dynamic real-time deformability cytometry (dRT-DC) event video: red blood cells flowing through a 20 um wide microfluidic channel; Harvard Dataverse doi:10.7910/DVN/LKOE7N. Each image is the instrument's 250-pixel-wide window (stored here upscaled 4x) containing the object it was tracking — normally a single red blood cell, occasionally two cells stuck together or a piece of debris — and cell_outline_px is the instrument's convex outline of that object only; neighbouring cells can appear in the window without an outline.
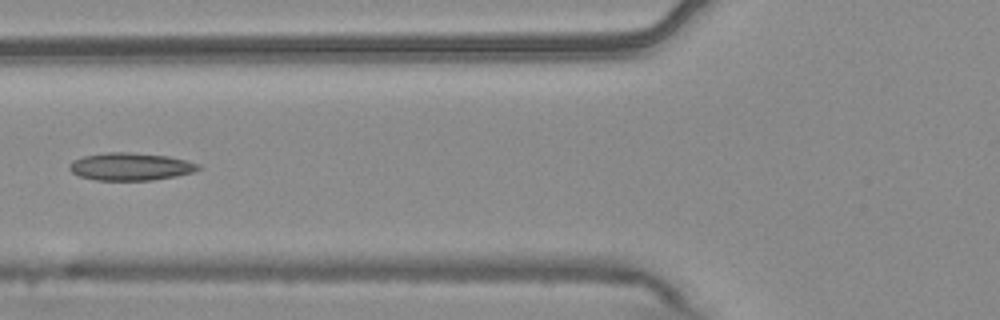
{"species": "common noctule bat (a hibernating species)", "species_latin": "Nyctalus noctula", "temperature_condition": "warm", "stored_images_in_passage": 7, "camera_frame_rate_fps": 3000, "um_per_image_px": 0.085, "animal": {"sex": "male", "body_mass_g": 20.4}, "frame": {"image": 1, "passage_image": 5, "time_ms": 1.333, "image_size_px": [1000, 320], "cell_outline_px": [[200, 168], [196, 172], [176, 176], [152, 180], [96, 180], [80, 176], [72, 172], [68, 168], [68, 164], [72, 160], [84, 156], [108, 152], [128, 152], [168, 156], [200, 164]], "centroid_in_image_um": [11.09, 14.16], "position_along_channel_um": 114.7, "area_um2": 20.75}}
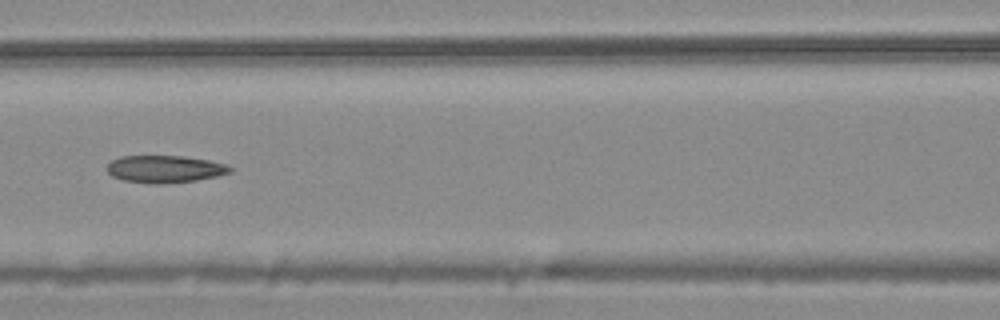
{"frame": {"image": 2, "passage_image": 6, "time_ms": 1.667, "image_size_px": [1000, 320], "cell_outline_px": [[232, 172], [216, 176], [196, 180], [160, 184], [152, 184], [124, 180], [112, 176], [108, 172], [108, 164], [112, 160], [120, 156], [184, 156], [208, 160], [224, 164], [232, 168]], "centroid_in_image_um": [14.0, 14.37], "position_along_channel_um": 152.6, "area_um2": 19.42}}
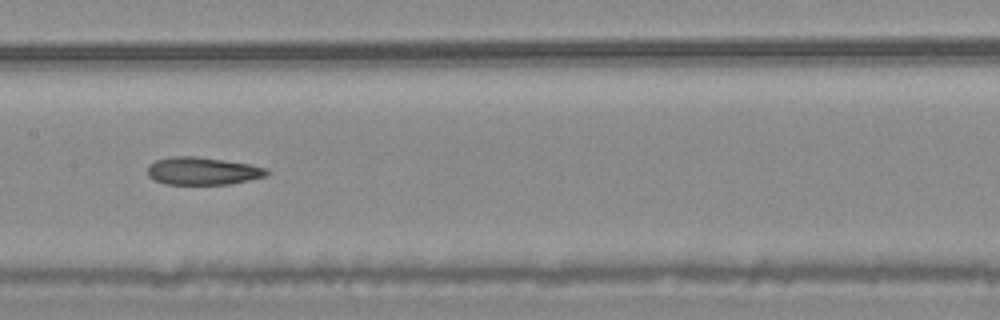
{"frame": {"image": 3, "passage_image": 7, "time_ms": 2.0, "image_size_px": [1000, 320], "cell_outline_px": [[272, 172], [268, 176], [228, 184], [164, 184], [148, 176], [148, 164], [156, 160], [172, 156], [196, 156], [252, 164], [268, 168]], "centroid_in_image_um": [17.27, 14.53], "position_along_channel_um": 190.1, "area_um2": 19.42}}